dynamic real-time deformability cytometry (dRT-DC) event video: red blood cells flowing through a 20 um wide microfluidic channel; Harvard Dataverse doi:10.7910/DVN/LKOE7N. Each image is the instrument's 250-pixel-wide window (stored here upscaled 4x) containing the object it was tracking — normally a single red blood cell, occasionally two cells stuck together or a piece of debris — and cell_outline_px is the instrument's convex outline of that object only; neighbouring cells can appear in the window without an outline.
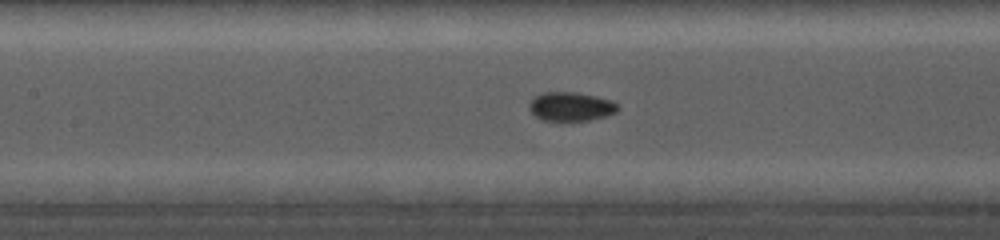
{"species": "common noctule bat (a hibernating species)", "species_latin": "Nyctalus noctula", "temperature_condition": "cold", "stored_images_in_passage": 41, "camera_frame_rate_fps": 5000, "um_per_image_px": 0.085, "animal": {"sex": "female", "body_mass_g": 19.0, "forearm_length_mm": 56.7}, "frame": {"image": 1, "passage_image": 16, "time_ms": 3.8, "image_size_px": [1000, 240], "cell_outline_px": [[620, 108], [616, 112], [608, 116], [588, 120], [560, 124], [540, 120], [528, 108], [528, 104], [540, 92], [576, 92], [596, 96], [612, 100]], "centroid_in_image_um": [48.5, 9.1], "position_along_channel_um": 158.9, "area_um2": 15.66}}
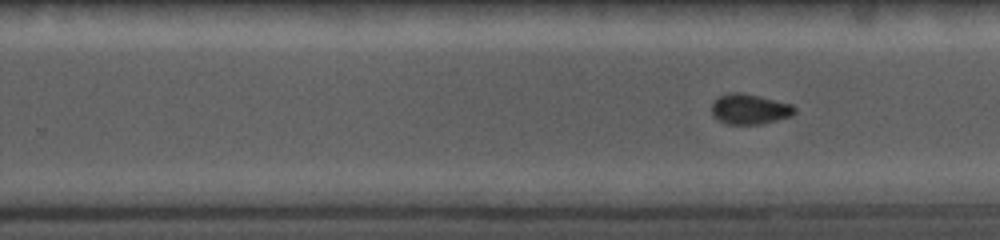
{"frame": {"image": 2, "passage_image": 32, "time_ms": 6.6, "image_size_px": [1000, 240], "cell_outline_px": [[796, 112], [792, 116], [760, 124], [724, 124], [712, 116], [712, 100], [728, 92], [740, 92], [792, 104], [796, 108]], "centroid_in_image_um": [63.69, 9.28], "position_along_channel_um": 266.1, "area_um2": 14.74}}
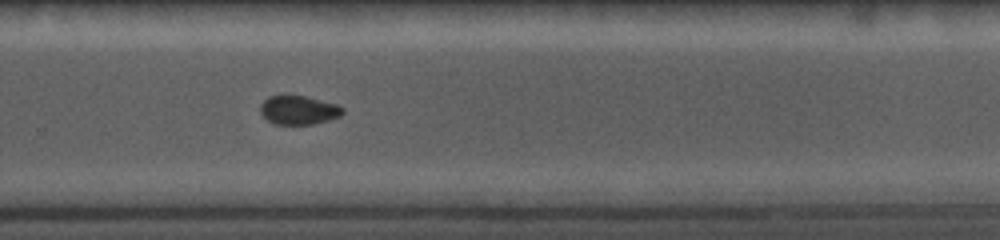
{"frame": {"image": 3, "passage_image": 38, "time_ms": 7.6, "image_size_px": [1000, 240], "cell_outline_px": [[344, 112], [340, 116], [328, 120], [312, 124], [276, 124], [268, 120], [260, 112], [260, 104], [268, 96], [304, 96], [336, 104], [344, 108]], "centroid_in_image_um": [25.38, 9.36], "position_along_channel_um": 304.4, "area_um2": 13.64}}